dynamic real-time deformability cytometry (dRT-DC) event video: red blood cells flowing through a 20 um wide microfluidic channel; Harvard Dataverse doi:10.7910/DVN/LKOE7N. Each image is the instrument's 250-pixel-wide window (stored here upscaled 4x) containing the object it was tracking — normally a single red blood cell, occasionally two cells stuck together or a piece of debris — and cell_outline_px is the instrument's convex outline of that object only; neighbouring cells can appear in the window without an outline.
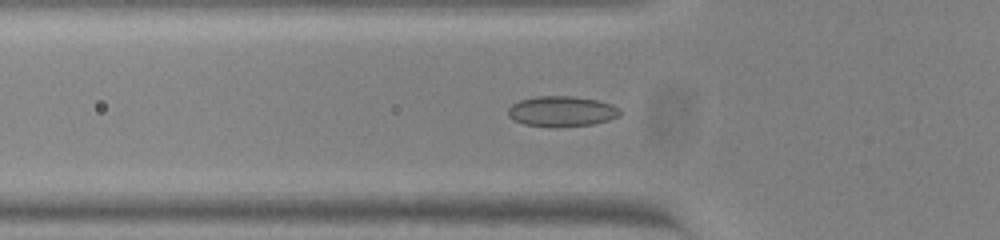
{"species": "common noctule bat (a hibernating species)", "species_latin": "Nyctalus noctula", "temperature_condition": "warm", "stored_images_in_passage": 39, "camera_frame_rate_fps": 3000, "um_per_image_px": 0.085, "animal": {"sex": "female", "body_mass_g": 23.0, "forearm_length_mm": 53.4}, "frame": {"image": 1, "passage_image": 3, "time_ms": 0.667, "image_size_px": [1000, 240], "cell_outline_px": [[620, 116], [608, 120], [592, 124], [556, 128], [524, 124], [512, 120], [508, 116], [508, 108], [512, 104], [520, 100], [536, 96], [572, 96], [596, 100], [612, 104], [620, 108]], "centroid_in_image_um": [47.73, 9.47], "position_along_channel_um": 78.1, "area_um2": 20.06}}
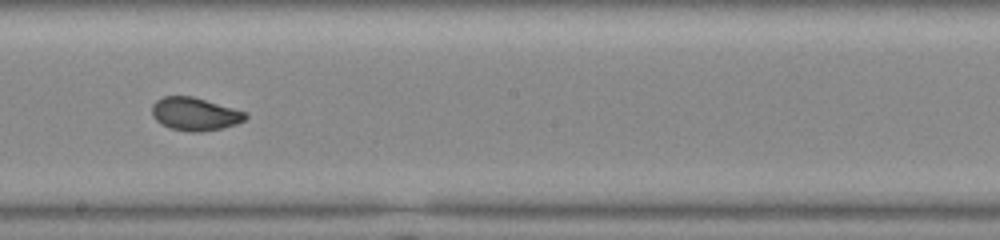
{"frame": {"image": 2, "passage_image": 15, "time_ms": 4.667, "image_size_px": [1000, 240], "cell_outline_px": [[248, 116], [244, 120], [236, 124], [220, 128], [196, 132], [192, 132], [172, 128], [160, 124], [152, 116], [152, 104], [156, 100], [164, 96], [192, 96], [248, 112]], "centroid_in_image_um": [16.56, 9.67], "position_along_channel_um": 231.6, "area_um2": 17.92}}
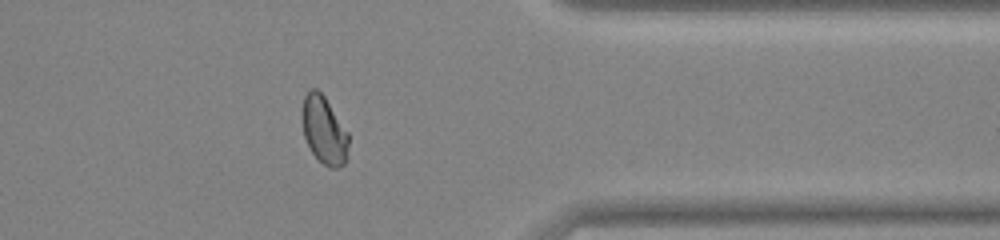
{"frame": {"image": 3, "passage_image": 28, "time_ms": 9.0, "image_size_px": [1000, 240], "cell_outline_px": [[348, 144], [344, 164], [336, 168], [328, 168], [312, 152], [304, 136], [300, 116], [300, 108], [304, 96], [312, 88], [316, 88], [324, 96], [348, 132]], "centroid_in_image_um": [27.5, 11.03], "position_along_channel_um": 383.9, "area_um2": 18.32}, "authors_computed_cell_mechanics": {"area_um2": 18.4382, "velocity_mm_per_s": 3.8278, "shape_relaxation_time_tau1_ms": null, "shape_relaxation_time_tau2_ms": 0.8176, "deformation_change_tau1": null, "deformation_change_tau2": 0.0427}}